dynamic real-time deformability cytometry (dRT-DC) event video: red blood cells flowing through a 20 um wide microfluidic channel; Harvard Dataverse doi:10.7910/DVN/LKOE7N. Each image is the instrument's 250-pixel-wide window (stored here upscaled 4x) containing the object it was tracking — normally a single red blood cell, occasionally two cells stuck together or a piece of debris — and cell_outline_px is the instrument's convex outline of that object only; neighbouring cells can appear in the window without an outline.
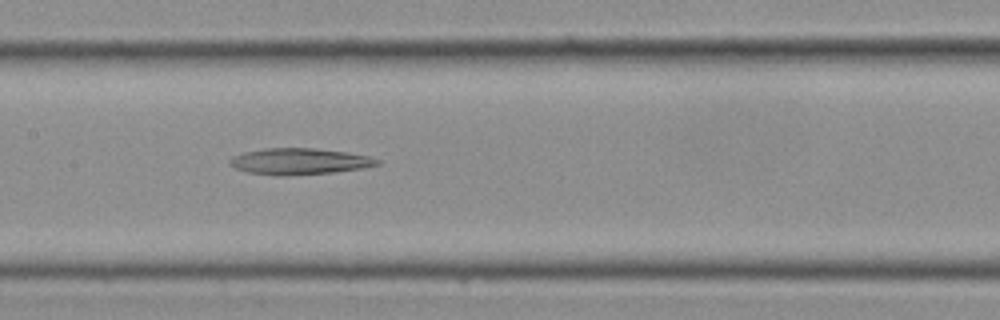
{"species": "Egyptian fruit bat (a non-hibernating species)", "species_latin": "Rousettus aegyptiacus", "temperature_condition": "cold", "stored_images_in_passage": 17, "camera_frame_rate_fps": 3000, "um_per_image_px": 0.085, "frame": {"image": 1, "passage_image": 12, "time_ms": 3.667, "image_size_px": [1000, 320], "cell_outline_px": [[380, 164], [364, 168], [336, 172], [284, 176], [276, 176], [248, 172], [236, 168], [228, 164], [228, 160], [232, 156], [244, 152], [264, 148], [316, 148], [344, 152], [368, 156], [380, 160]], "centroid_in_image_um": [25.42, 13.72], "position_along_channel_um": 182.0, "area_um2": 22.72}}
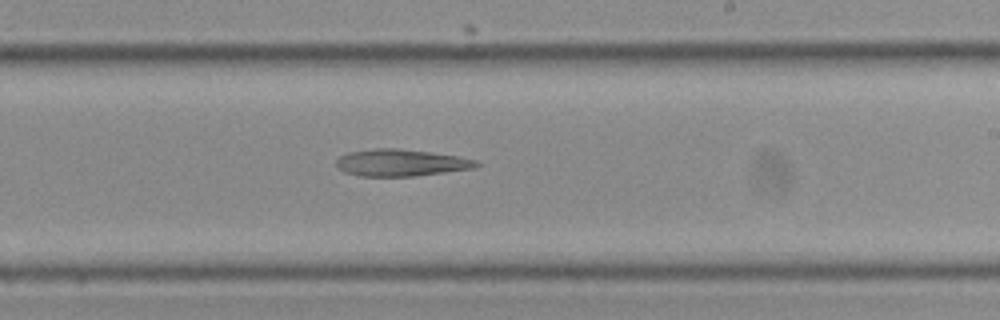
{"frame": {"image": 2, "passage_image": 15, "time_ms": 4.667, "image_size_px": [1000, 320], "cell_outline_px": [[480, 164], [476, 168], [416, 176], [360, 176], [344, 172], [336, 164], [336, 160], [340, 156], [348, 152], [376, 148], [400, 148], [456, 156], [480, 160]], "centroid_in_image_um": [34.11, 13.83], "position_along_channel_um": 254.9, "area_um2": 22.02}}
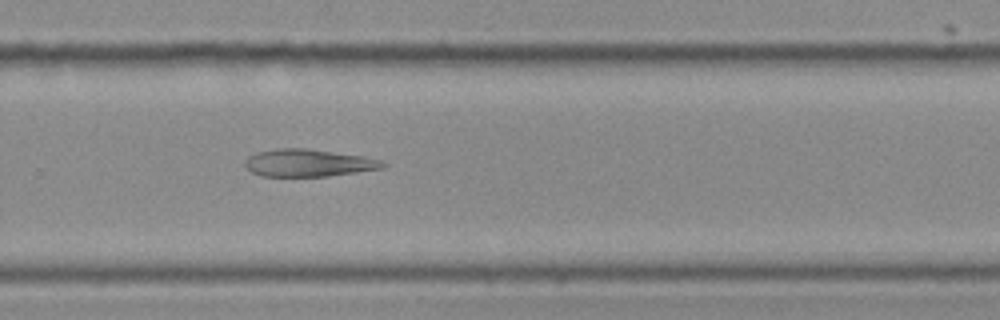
{"frame": {"image": 3, "passage_image": 17, "time_ms": 5.333, "image_size_px": [1000, 320], "cell_outline_px": [[388, 164], [384, 168], [328, 176], [260, 176], [252, 172], [244, 164], [244, 160], [248, 156], [256, 152], [276, 148], [304, 148], [364, 156], [380, 160]], "centroid_in_image_um": [26.19, 13.84], "position_along_channel_um": 303.6, "area_um2": 22.02}}